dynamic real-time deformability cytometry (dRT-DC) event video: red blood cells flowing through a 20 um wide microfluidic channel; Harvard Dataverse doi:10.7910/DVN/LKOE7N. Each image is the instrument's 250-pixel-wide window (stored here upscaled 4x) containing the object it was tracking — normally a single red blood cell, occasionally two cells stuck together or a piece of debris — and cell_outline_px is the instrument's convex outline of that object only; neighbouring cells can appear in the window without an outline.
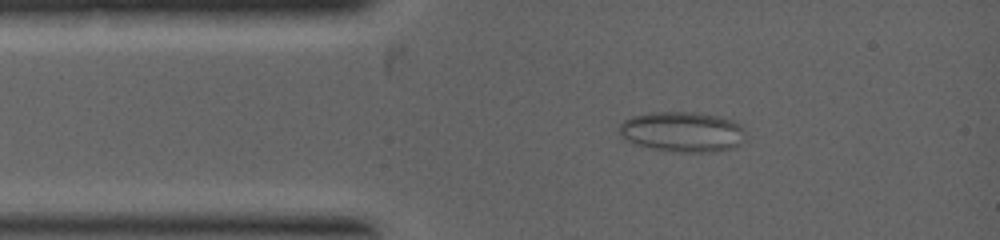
{"species": "common noctule bat (a hibernating species)", "species_latin": "Nyctalus noctula", "temperature_condition": "warm", "stored_images_in_passage": 6, "camera_frame_rate_fps": 5000, "um_per_image_px": 0.085, "animal": {"sex": "female", "body_mass_g": 19.0, "forearm_length_mm": 53.3}, "frame": {"image": 1, "passage_image": 3, "time_ms": 0.8, "image_size_px": [1000, 240], "cell_outline_px": [[744, 136], [740, 144], [736, 148], [716, 152], [672, 152], [652, 148], [636, 144], [620, 136], [620, 124], [624, 120], [632, 116], [652, 112], [696, 112], [720, 116], [732, 120], [740, 124], [744, 128]], "centroid_in_image_um": [58.04, 11.21], "position_along_channel_um": 27.0, "area_um2": 29.88}}
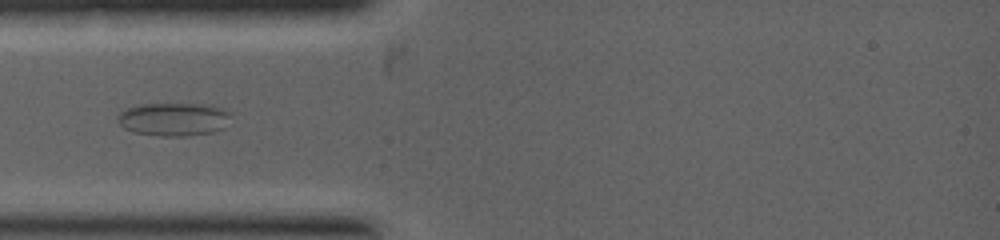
{"frame": {"image": 2, "passage_image": 5, "time_ms": 1.8, "image_size_px": [1000, 240], "cell_outline_px": [[232, 116], [224, 128], [212, 132], [184, 136], [160, 136], [136, 132], [124, 128], [120, 124], [116, 116], [120, 112], [128, 108], [140, 104], [212, 104], [224, 108], [232, 112]], "centroid_in_image_um": [14.83, 10.12], "position_along_channel_um": 70.2, "area_um2": 22.14}}